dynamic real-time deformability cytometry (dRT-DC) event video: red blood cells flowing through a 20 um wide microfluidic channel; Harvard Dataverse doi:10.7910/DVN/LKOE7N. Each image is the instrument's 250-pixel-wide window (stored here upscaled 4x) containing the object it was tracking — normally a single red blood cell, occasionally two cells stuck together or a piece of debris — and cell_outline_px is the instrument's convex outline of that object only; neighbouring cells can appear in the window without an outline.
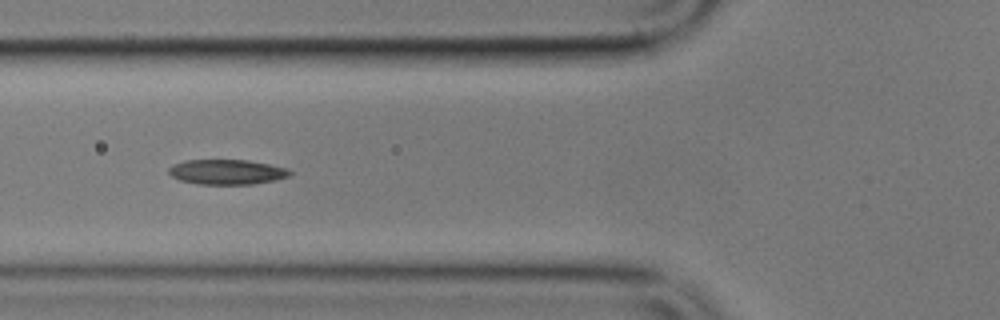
{"species": "common noctule bat (a hibernating species)", "species_latin": "Nyctalus noctula", "temperature_condition": "cold", "stored_images_in_passage": 11, "camera_frame_rate_fps": 3000, "um_per_image_px": 0.085, "animal": {"sex": "male", "body_mass_g": 17.9}, "frame": {"image": 1, "passage_image": 5, "time_ms": 6.0, "image_size_px": [1000, 320], "cell_outline_px": [[292, 172], [288, 176], [276, 180], [252, 184], [196, 184], [180, 180], [172, 176], [168, 172], [168, 168], [172, 164], [184, 160], [248, 160], [288, 168]], "centroid_in_image_um": [19.26, 14.61], "position_along_channel_um": 106.5, "area_um2": 17.69}}
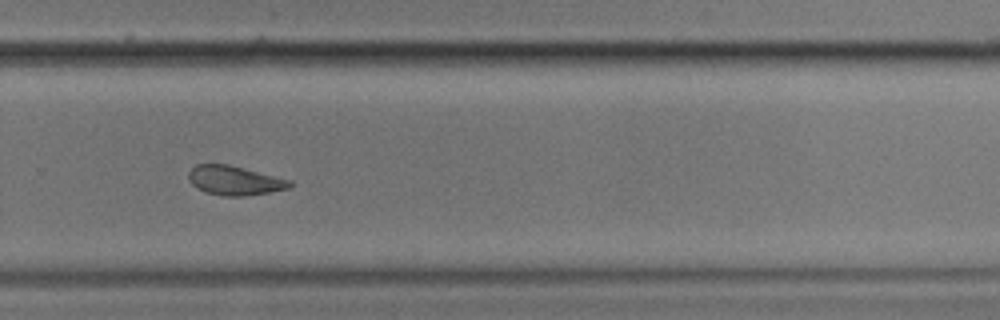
{"frame": {"image": 2, "passage_image": 10, "time_ms": 12.0, "image_size_px": [1000, 320], "cell_outline_px": [[296, 184], [292, 188], [244, 196], [224, 196], [204, 192], [196, 188], [188, 180], [188, 172], [196, 164], [228, 164], [292, 180]], "centroid_in_image_um": [19.96, 15.34], "position_along_channel_um": 309.8, "area_um2": 17.51}}
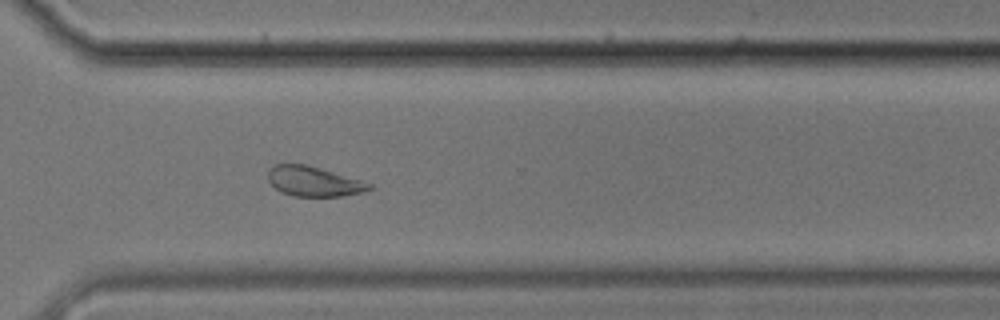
{"frame": {"image": 3, "passage_image": 11, "time_ms": 13.0, "image_size_px": [1000, 320], "cell_outline_px": [[372, 188], [360, 192], [344, 196], [292, 196], [280, 192], [268, 180], [268, 168], [276, 164], [304, 164], [364, 180], [372, 184]], "centroid_in_image_um": [26.66, 15.42], "position_along_channel_um": 343.9, "area_um2": 17.63}}